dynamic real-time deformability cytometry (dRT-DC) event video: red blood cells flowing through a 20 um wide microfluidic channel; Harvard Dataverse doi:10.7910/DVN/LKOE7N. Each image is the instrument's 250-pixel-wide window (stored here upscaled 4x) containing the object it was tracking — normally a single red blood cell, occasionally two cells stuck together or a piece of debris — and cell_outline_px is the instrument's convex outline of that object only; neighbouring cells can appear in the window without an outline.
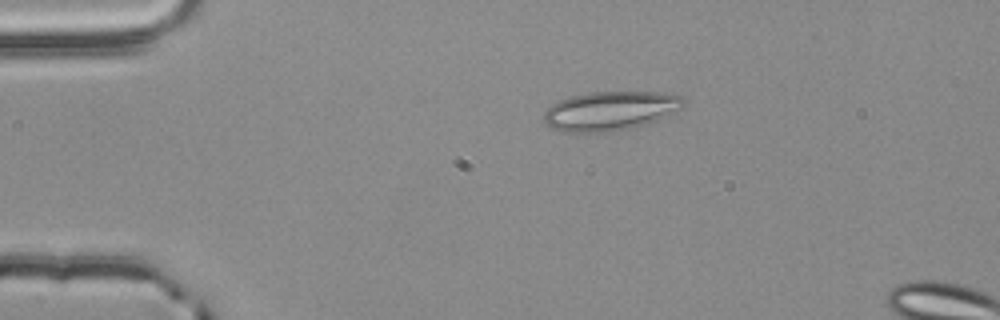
{"species": "common noctule bat (a hibernating species)", "species_latin": "Nyctalus noctula", "temperature_condition": "room temperature", "stored_images_in_passage": 7, "camera_frame_rate_fps": 3000, "um_per_image_px": 0.085, "animal": {"sex": "male", "body_mass_g": 20.4}, "frame": {"image": 1, "passage_image": 1, "time_ms": 0.0, "image_size_px": [1000, 320], "cell_outline_px": [[684, 108], [648, 124], [608, 132], [564, 132], [552, 128], [544, 124], [544, 112], [552, 104], [560, 100], [572, 96], [588, 92], [656, 92], [684, 96]], "centroid_in_image_um": [51.88, 9.42], "position_along_channel_um": 33.1, "area_um2": 31.96}}